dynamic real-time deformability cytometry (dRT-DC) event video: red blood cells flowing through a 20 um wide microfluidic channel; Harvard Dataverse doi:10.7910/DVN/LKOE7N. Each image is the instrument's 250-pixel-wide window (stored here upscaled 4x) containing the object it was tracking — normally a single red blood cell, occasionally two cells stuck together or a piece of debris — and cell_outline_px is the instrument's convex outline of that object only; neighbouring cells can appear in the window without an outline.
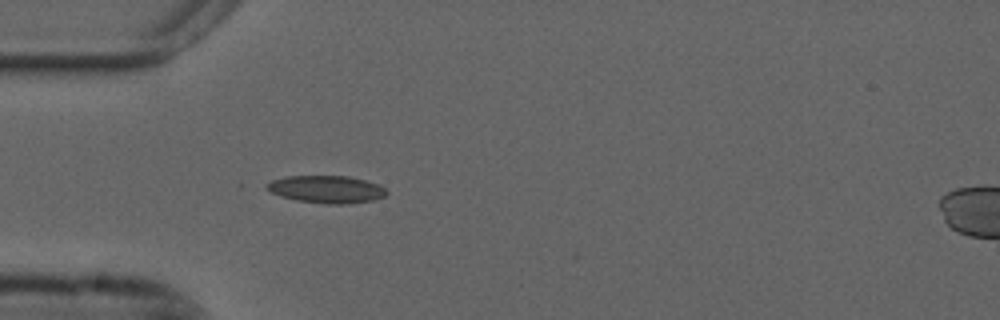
{"species": "common noctule bat (a hibernating species)", "species_latin": "Nyctalus noctula", "temperature_condition": "cold", "stored_images_in_passage": 41, "camera_frame_rate_fps": 3000, "um_per_image_px": 0.085, "animal": {"sex": "male", "forearm_length_mm": 52.5}, "frame": {"image": 1, "passage_image": 1, "time_ms": 0.0, "image_size_px": [1000, 320], "cell_outline_px": [[388, 192], [384, 196], [372, 200], [348, 204], [328, 204], [296, 200], [280, 196], [264, 188], [264, 184], [272, 180], [288, 176], [348, 176], [380, 184]], "centroid_in_image_um": [27.73, 16.09], "position_along_channel_um": 57.3, "area_um2": 19.19}}
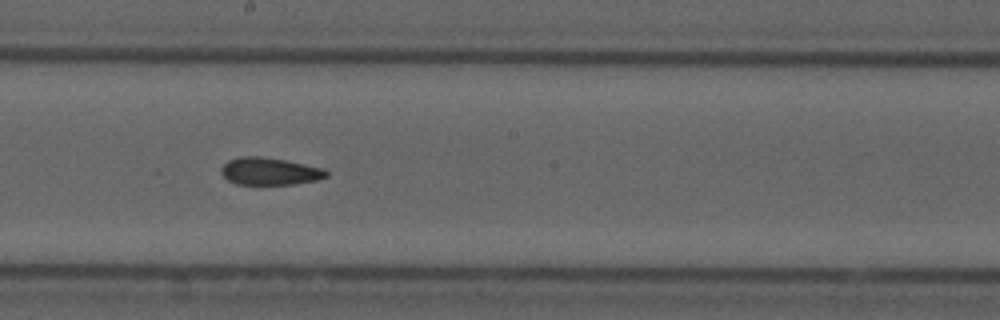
{"frame": {"image": 2, "passage_image": 15, "time_ms": 4.667, "image_size_px": [1000, 320], "cell_outline_px": [[328, 176], [320, 180], [292, 184], [236, 184], [228, 180], [220, 172], [220, 168], [228, 160], [240, 156], [260, 156], [284, 160], [324, 168], [328, 172]], "centroid_in_image_um": [22.93, 14.56], "position_along_channel_um": 225.3, "area_um2": 16.82}}
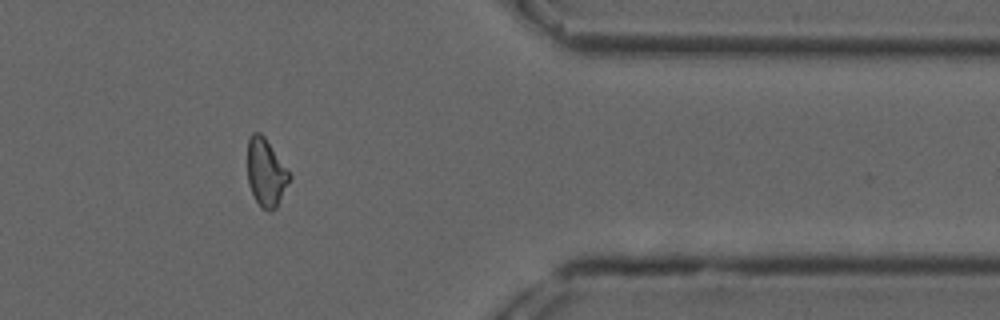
{"frame": {"image": 3, "passage_image": 30, "time_ms": 9.667, "image_size_px": [1000, 320], "cell_outline_px": [[292, 176], [276, 208], [272, 212], [268, 212], [260, 208], [248, 184], [248, 140], [252, 132], [260, 132], [264, 136]], "centroid_in_image_um": [22.6, 14.7], "position_along_channel_um": 388.8, "area_um2": 16.53}, "authors_computed_cell_mechanics": {"area_um2": 17.2244, "velocity_mm_per_s": 3.6924, "shape_relaxation_time_tau1_ms": null, "shape_relaxation_time_tau2_ms": 2.9141, "deformation_change_tau1": null, "deformation_change_tau2": 0.0908}}